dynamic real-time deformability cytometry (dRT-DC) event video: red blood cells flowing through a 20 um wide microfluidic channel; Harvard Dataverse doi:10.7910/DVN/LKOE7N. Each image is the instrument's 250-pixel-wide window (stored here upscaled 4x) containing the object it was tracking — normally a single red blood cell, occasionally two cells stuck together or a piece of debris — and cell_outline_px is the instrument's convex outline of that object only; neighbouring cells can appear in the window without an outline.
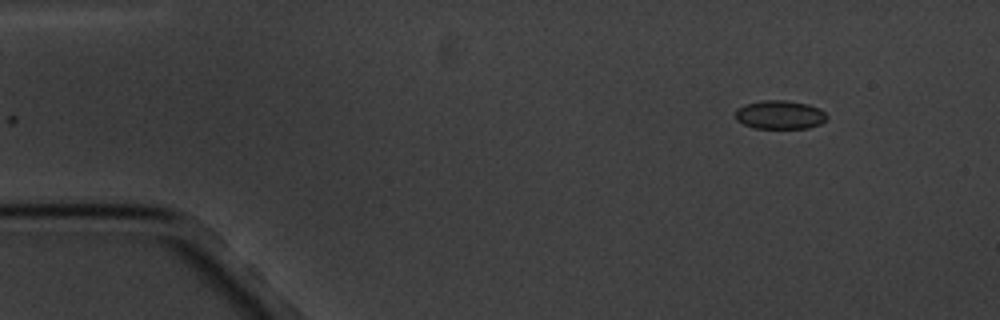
{"species": "common noctule bat (a hibernating species)", "species_latin": "Nyctalus noctula", "temperature_condition": "cold", "stored_images_in_passage": 5, "camera_frame_rate_fps": 3000, "um_per_image_px": 0.085, "animal": {"sex": "male", "body_mass_g": 20.1, "forearm_length_mm": 53.5}, "frame": {"image": 1, "passage_image": 1, "time_ms": 0.0, "image_size_px": [1000, 320], "cell_outline_px": [[828, 116], [820, 124], [808, 128], [752, 128], [736, 120], [736, 108], [744, 104], [760, 100], [788, 100], [808, 104], [820, 108]], "centroid_in_image_um": [66.27, 9.74], "position_along_channel_um": 18.7, "area_um2": 15.43}}
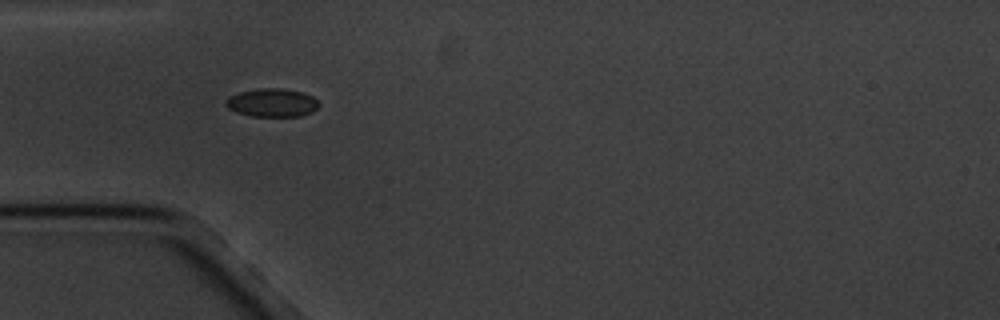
{"frame": {"image": 2, "passage_image": 4, "time_ms": 3.667, "image_size_px": [1000, 320], "cell_outline_px": [[320, 104], [312, 112], [300, 116], [252, 116], [236, 112], [228, 108], [224, 104], [224, 100], [228, 96], [240, 92], [260, 88], [280, 88], [304, 92], [312, 96]], "centroid_in_image_um": [23.1, 8.72], "position_along_channel_um": 61.9, "area_um2": 15.43}}
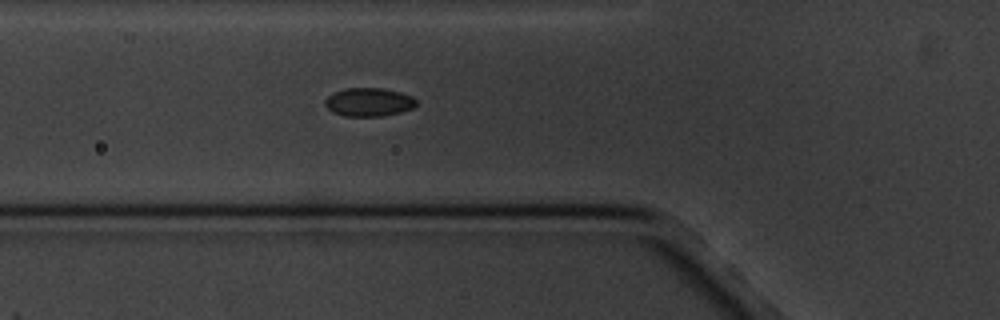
{"frame": {"image": 3, "passage_image": 5, "time_ms": 4.667, "image_size_px": [1000, 320], "cell_outline_px": [[416, 104], [412, 108], [400, 112], [380, 116], [344, 116], [332, 112], [324, 104], [324, 100], [332, 92], [344, 88], [384, 88], [400, 92], [412, 96], [416, 100]], "centroid_in_image_um": [31.31, 8.67], "position_along_channel_um": 94.5, "area_um2": 15.2}}